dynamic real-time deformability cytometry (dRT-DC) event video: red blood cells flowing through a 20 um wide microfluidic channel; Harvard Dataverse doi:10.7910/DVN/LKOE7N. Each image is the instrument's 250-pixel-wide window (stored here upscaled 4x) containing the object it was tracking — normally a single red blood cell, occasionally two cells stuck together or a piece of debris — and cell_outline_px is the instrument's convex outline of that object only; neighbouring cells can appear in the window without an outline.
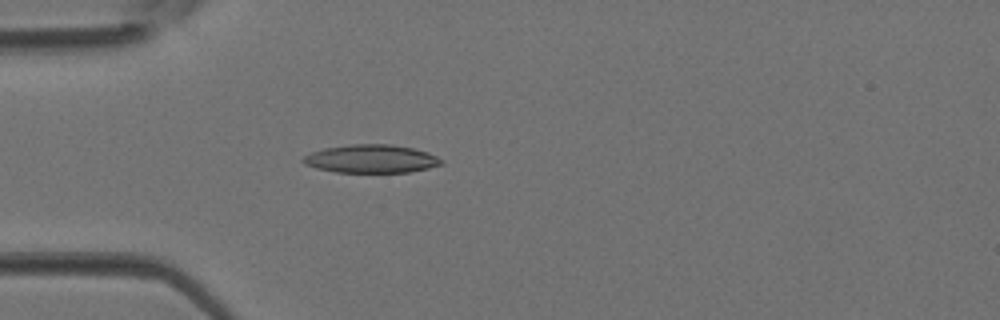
{"species": "Egyptian fruit bat (a non-hibernating species)", "species_latin": "Rousettus aegyptiacus", "temperature_condition": "room temperature", "stored_images_in_passage": 3, "camera_frame_rate_fps": 3000, "um_per_image_px": 0.085, "animal": {"sex": "female"}, "frame": {"image": 1, "passage_image": 3, "time_ms": 0.667, "image_size_px": [1000, 320], "cell_outline_px": [[444, 164], [428, 168], [408, 172], [336, 172], [316, 168], [304, 164], [300, 160], [304, 156], [312, 152], [324, 148], [352, 144], [392, 144], [412, 148], [428, 152], [444, 160]], "centroid_in_image_um": [31.56, 13.5], "position_along_channel_um": 53.4, "area_um2": 22.77}}